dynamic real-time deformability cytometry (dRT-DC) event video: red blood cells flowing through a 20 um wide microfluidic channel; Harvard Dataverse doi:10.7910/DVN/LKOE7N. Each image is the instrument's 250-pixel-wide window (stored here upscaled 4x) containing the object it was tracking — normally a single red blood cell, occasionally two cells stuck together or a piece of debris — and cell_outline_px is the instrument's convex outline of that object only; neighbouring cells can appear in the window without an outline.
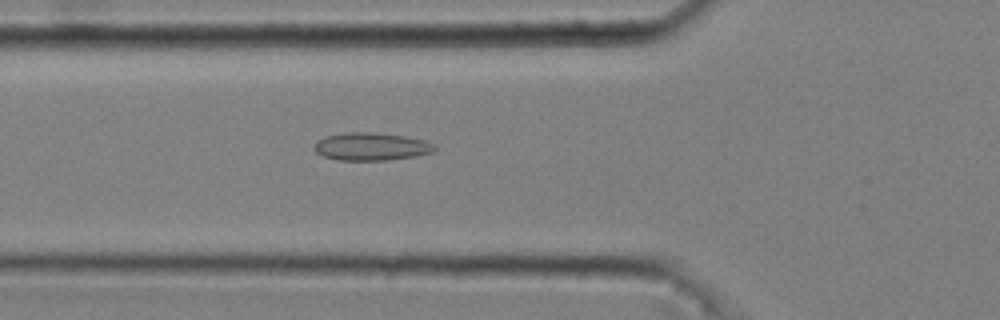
{"species": "common noctule bat (a hibernating species)", "species_latin": "Nyctalus noctula", "temperature_condition": "cold", "stored_images_in_passage": 37, "camera_frame_rate_fps": 3000, "um_per_image_px": 0.085, "animal": {"sex": "male", "body_mass_g": 20.4}, "frame": {"image": 1, "passage_image": 6, "time_ms": 1.667, "image_size_px": [1000, 320], "cell_outline_px": [[436, 148], [432, 152], [416, 156], [388, 160], [336, 160], [324, 156], [316, 152], [312, 148], [316, 140], [324, 136], [348, 132], [368, 132], [404, 136], [424, 140], [436, 144]], "centroid_in_image_um": [31.52, 12.46], "position_along_channel_um": 94.3, "area_um2": 19.59}}
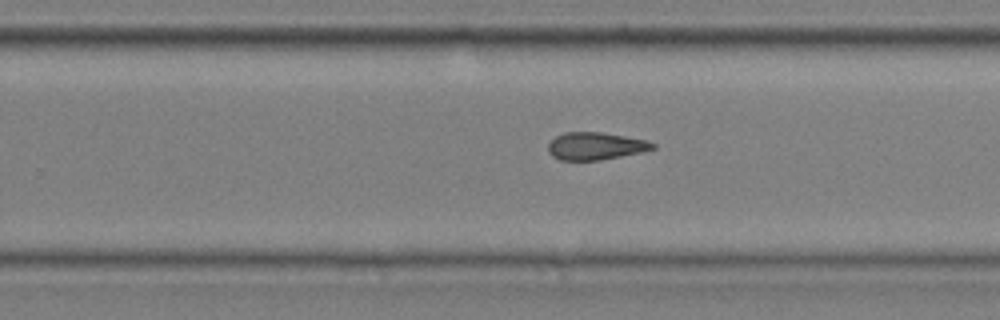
{"frame": {"image": 2, "passage_image": 21, "time_ms": 6.667, "image_size_px": [1000, 320], "cell_outline_px": [[656, 148], [640, 152], [600, 160], [560, 160], [552, 156], [548, 152], [548, 144], [556, 136], [564, 132], [600, 132], [648, 140], [656, 144]], "centroid_in_image_um": [50.61, 12.41], "position_along_channel_um": 279.2, "area_um2": 16.7}}
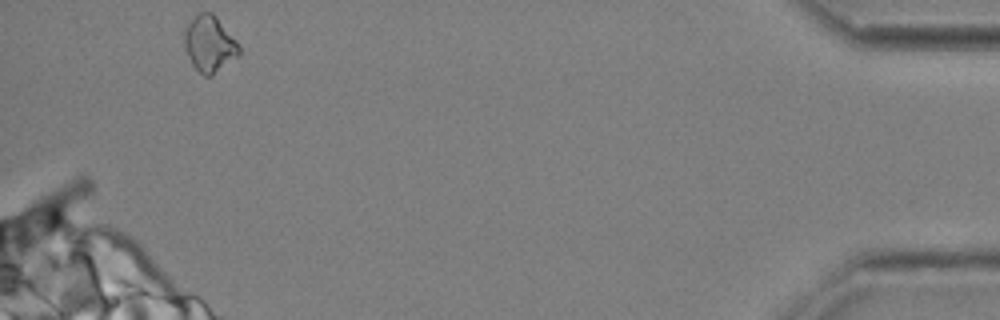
{"frame": {"image": 3, "passage_image": 37, "time_ms": 12.0, "image_size_px": [1000, 320], "cell_outline_px": [[240, 56], [212, 76], [204, 76], [192, 64], [188, 56], [184, 44], [184, 28], [200, 12], [212, 12], [216, 16], [236, 40], [240, 48]], "centroid_in_image_um": [17.83, 3.75], "position_along_channel_um": 417.4, "area_um2": 17.92}, "authors_computed_cell_mechanics": {"area_um2": 17.2244, "velocity_mm_per_s": 3.6976, "shape_relaxation_time_tau1_ms": 7.86, "shape_relaxation_time_tau2_ms": 5.4681, "deformation_change_tau1": 0.0787, "deformation_change_tau2": 0.1298}}